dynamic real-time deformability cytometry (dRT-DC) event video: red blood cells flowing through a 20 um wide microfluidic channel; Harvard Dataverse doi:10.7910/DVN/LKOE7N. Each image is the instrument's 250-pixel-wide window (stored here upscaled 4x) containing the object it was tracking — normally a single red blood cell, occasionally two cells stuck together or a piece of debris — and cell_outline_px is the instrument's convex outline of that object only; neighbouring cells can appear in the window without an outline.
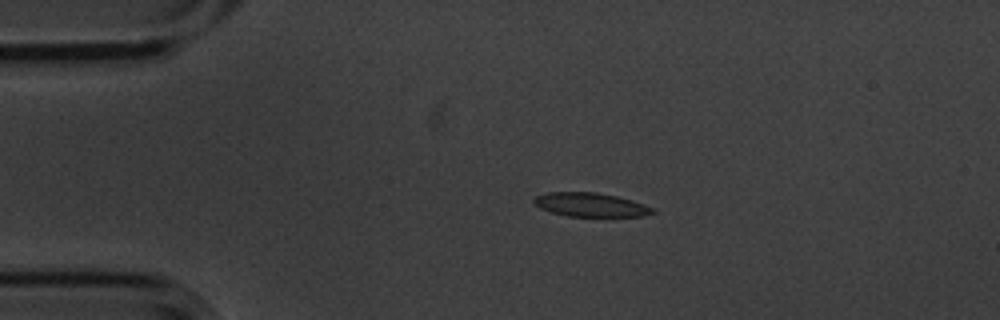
{"species": "common noctule bat (a hibernating species)", "species_latin": "Nyctalus noctula", "temperature_condition": "cold", "stored_images_in_passage": 3, "camera_frame_rate_fps": 3000, "um_per_image_px": 0.085, "animal": {"sex": "male", "body_mass_g": 20.1, "forearm_length_mm": 53.5}, "frame": {"image": 1, "passage_image": 2, "time_ms": 0.333, "image_size_px": [1000, 320], "cell_outline_px": [[656, 212], [644, 216], [568, 216], [552, 212], [540, 208], [532, 200], [536, 196], [548, 192], [596, 192], [616, 196], [632, 200], [656, 208]], "centroid_in_image_um": [50.24, 17.4], "position_along_channel_um": 34.8, "area_um2": 16.47}}